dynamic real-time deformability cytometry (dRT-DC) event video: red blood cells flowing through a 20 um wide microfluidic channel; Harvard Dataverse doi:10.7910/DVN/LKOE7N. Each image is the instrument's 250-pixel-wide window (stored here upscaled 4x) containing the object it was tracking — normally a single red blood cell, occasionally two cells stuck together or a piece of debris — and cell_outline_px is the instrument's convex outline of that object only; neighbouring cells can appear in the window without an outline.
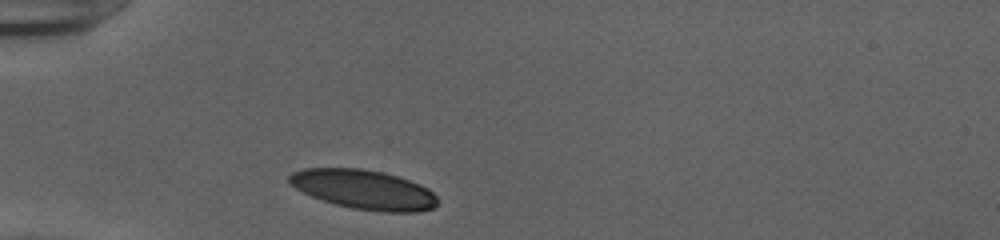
{"species": "human", "species_latin": "Homo sapiens", "temperature_condition": "cold", "stored_images_in_passage": 29, "camera_frame_rate_fps": 3000, "um_per_image_px": 0.085, "donor": {"sex": "female"}, "frame": {"image": 1, "passage_image": 1, "time_ms": 0.0, "image_size_px": [1000, 240], "cell_outline_px": [[436, 204], [432, 208], [420, 212], [384, 212], [352, 208], [336, 204], [312, 196], [288, 184], [288, 176], [292, 172], [304, 168], [360, 168], [384, 172], [420, 184], [428, 188], [436, 196]], "centroid_in_image_um": [30.91, 16.1], "position_along_channel_um": 54.1, "area_um2": 33.93}}
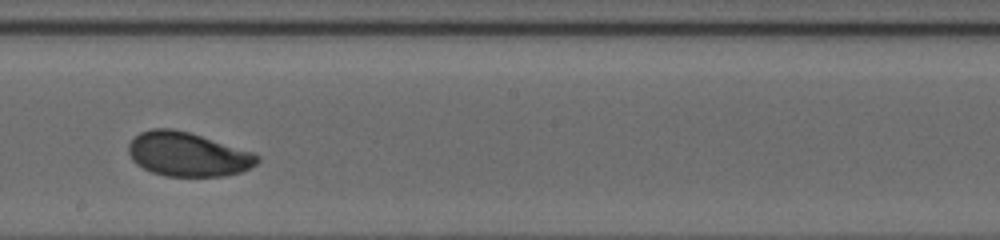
{"frame": {"image": 2, "passage_image": 16, "time_ms": 5.0, "image_size_px": [1000, 240], "cell_outline_px": [[260, 160], [256, 164], [240, 172], [224, 176], [164, 176], [152, 172], [136, 164], [132, 160], [128, 152], [128, 144], [140, 132], [152, 128], [172, 128], [188, 132], [252, 152], [260, 156]], "centroid_in_image_um": [15.93, 13.12], "position_along_channel_um": 232.3, "area_um2": 32.89}}
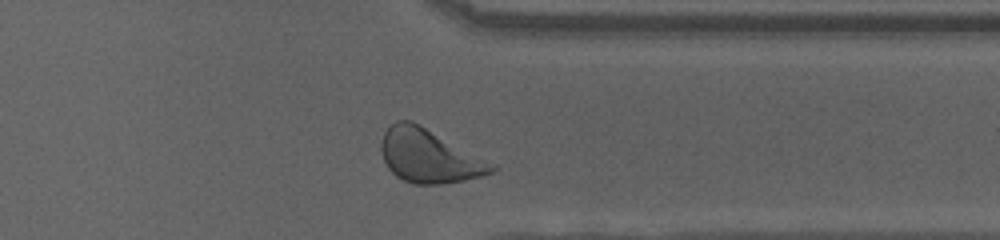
{"frame": {"image": 3, "passage_image": 27, "time_ms": 8.667, "image_size_px": [1000, 240], "cell_outline_px": [[500, 168], [484, 176], [444, 184], [412, 184], [396, 176], [388, 168], [384, 160], [380, 148], [380, 144], [384, 132], [396, 120], [412, 120], [496, 164]], "centroid_in_image_um": [36.49, 13.27], "position_along_channel_um": 374.9, "area_um2": 34.62}, "authors_computed_cell_mechanics": {"area_um2": 33.1772, "velocity_mm_per_s": 3.9044, "shape_relaxation_time_tau1_ms": 2.5167, "shape_relaxation_time_tau2_ms": 2.5611, "deformation_change_tau1": 0.1197, "deformation_change_tau2": 0.0619}}